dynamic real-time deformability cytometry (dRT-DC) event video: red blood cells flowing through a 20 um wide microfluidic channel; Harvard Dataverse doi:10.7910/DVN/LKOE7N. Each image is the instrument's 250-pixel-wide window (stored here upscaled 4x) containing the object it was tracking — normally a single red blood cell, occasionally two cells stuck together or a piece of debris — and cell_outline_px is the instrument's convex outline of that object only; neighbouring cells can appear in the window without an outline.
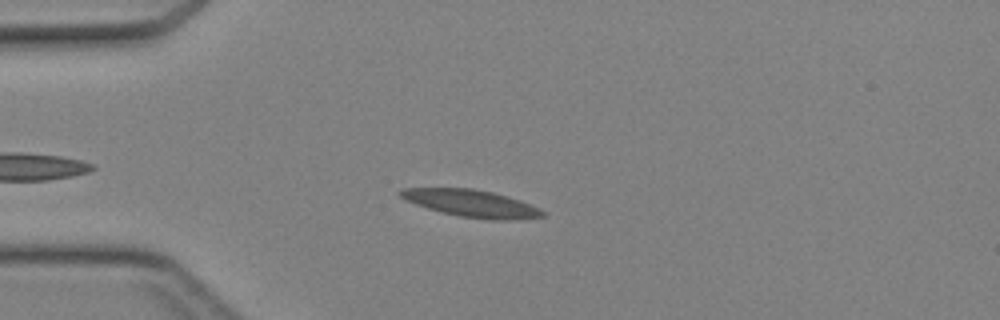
{"species": "Egyptian fruit bat (a non-hibernating species)", "species_latin": "Rousettus aegyptiacus", "temperature_condition": "cold", "stored_images_in_passage": 30, "camera_frame_rate_fps": 3000, "um_per_image_px": 0.085, "animal": {"sex": "female"}, "frame": {"image": 1, "passage_image": 5, "time_ms": 1.333, "image_size_px": [1000, 320], "cell_outline_px": [[544, 216], [516, 220], [492, 220], [460, 216], [428, 208], [416, 204], [400, 196], [396, 192], [400, 188], [472, 188], [492, 192], [520, 200], [540, 208], [544, 212]], "centroid_in_image_um": [40.08, 17.28], "position_along_channel_um": 44.9, "area_um2": 22.31}}
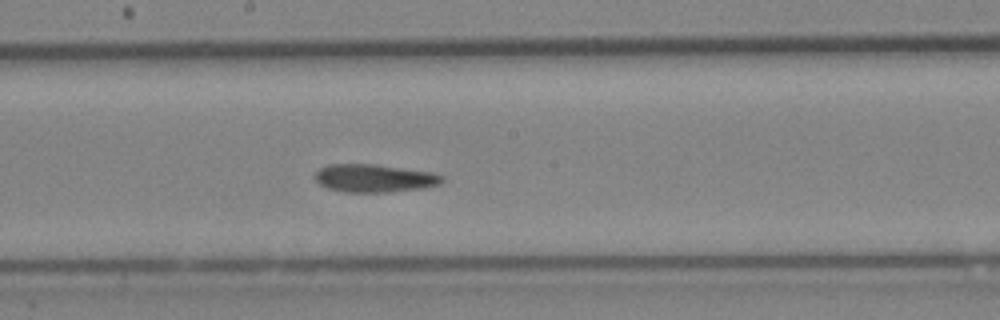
{"frame": {"image": 2, "passage_image": 18, "time_ms": 5.667, "image_size_px": [1000, 320], "cell_outline_px": [[444, 180], [440, 184], [424, 188], [388, 192], [344, 192], [328, 188], [320, 184], [312, 176], [320, 168], [328, 164], [376, 164], [432, 172], [444, 176]], "centroid_in_image_um": [31.82, 15.14], "position_along_channel_um": 216.4, "area_um2": 20.87}}
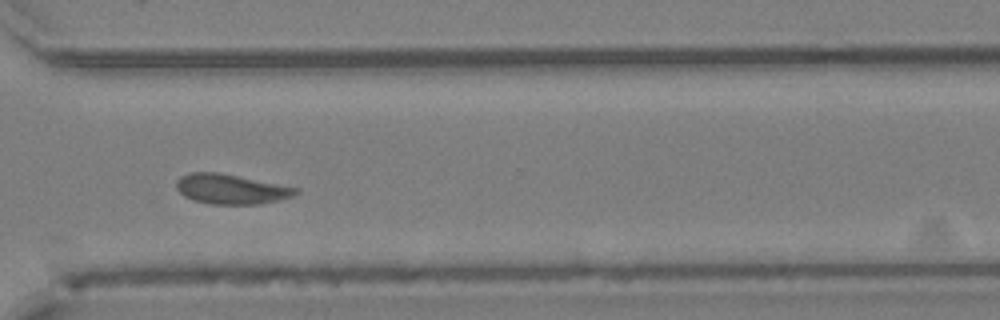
{"frame": {"image": 3, "passage_image": 27, "time_ms": 8.667, "image_size_px": [1000, 320], "cell_outline_px": [[300, 192], [292, 196], [280, 200], [260, 204], [208, 204], [192, 200], [184, 196], [176, 188], [176, 180], [180, 176], [188, 172], [220, 172], [300, 188]], "centroid_in_image_um": [19.63, 16.07], "position_along_channel_um": 351.0, "area_um2": 21.1}}